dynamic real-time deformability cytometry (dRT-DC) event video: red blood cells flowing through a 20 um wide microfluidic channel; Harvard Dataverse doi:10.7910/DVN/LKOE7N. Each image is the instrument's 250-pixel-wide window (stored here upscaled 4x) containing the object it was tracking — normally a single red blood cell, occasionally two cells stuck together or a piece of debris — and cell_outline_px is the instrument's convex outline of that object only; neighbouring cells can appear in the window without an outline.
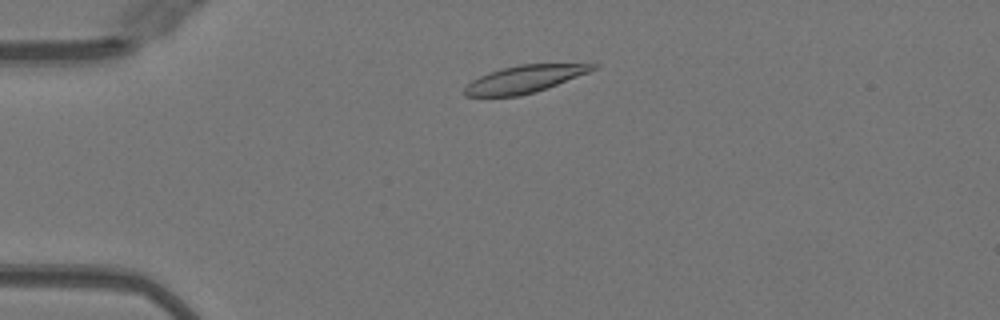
{"species": "Egyptian fruit bat (a non-hibernating species)", "species_latin": "Rousettus aegyptiacus", "temperature_condition": "warm", "stored_images_in_passage": 44, "camera_frame_rate_fps": 3000, "um_per_image_px": 0.085, "animal": {"sex": "female"}, "frame": {"image": 1, "passage_image": 5, "time_ms": 1.333, "image_size_px": [1000, 320], "cell_outline_px": [[600, 68], [536, 92], [520, 96], [464, 96], [460, 92], [472, 80], [488, 72], [500, 68], [520, 64], [600, 64]], "centroid_in_image_um": [44.57, 6.72], "position_along_channel_um": 40.4, "area_um2": 20.58}}
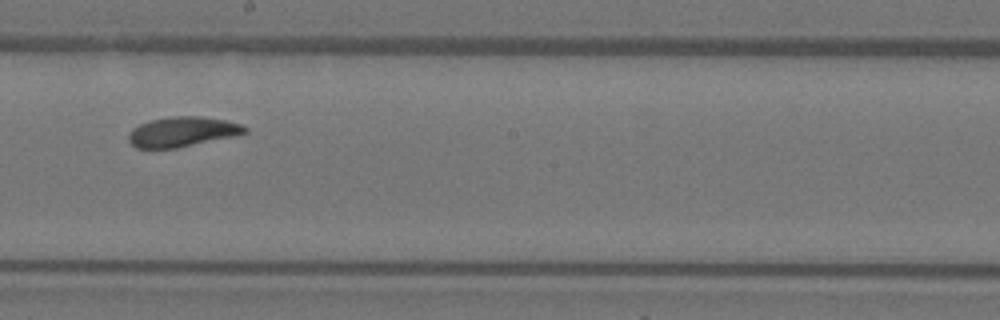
{"frame": {"image": 2, "passage_image": 22, "time_ms": 7.0, "image_size_px": [1000, 320], "cell_outline_px": [[248, 132], [240, 136], [176, 148], [136, 148], [128, 140], [128, 132], [132, 128], [140, 124], [152, 120], [172, 116], [200, 116], [224, 120], [240, 124], [248, 128]], "centroid_in_image_um": [15.54, 11.21], "position_along_channel_um": 232.7, "area_um2": 20.52}}
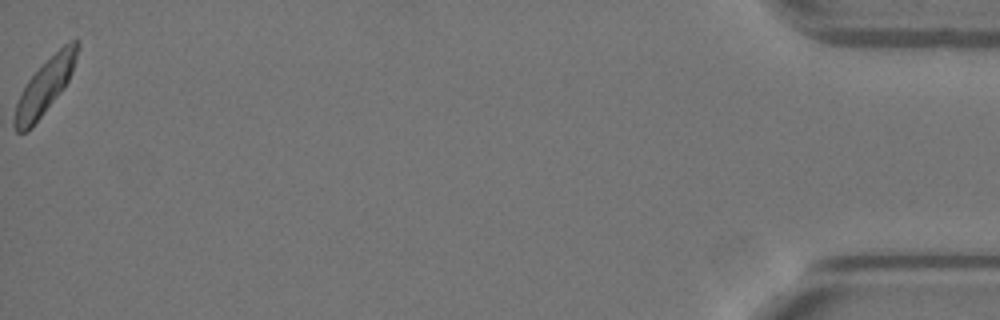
{"frame": {"image": 3, "passage_image": 44, "time_ms": 14.333, "image_size_px": [1000, 320], "cell_outline_px": [[80, 44], [72, 72], [64, 88], [32, 128], [28, 132], [16, 132], [12, 124], [12, 120], [16, 104], [20, 92], [28, 80], [64, 44], [72, 40], [80, 40]], "centroid_in_image_um": [3.79, 7.41], "position_along_channel_um": 431.4, "area_um2": 19.94}, "authors_computed_cell_mechanics": {"area_um2": 20.5768, "velocity_mm_per_s": 4.0004, "shape_relaxation_time_tau1_ms": 2.0766, "shape_relaxation_time_tau2_ms": 1.8545, "deformation_change_tau1": 0.121, "deformation_change_tau2": 0.0817}}